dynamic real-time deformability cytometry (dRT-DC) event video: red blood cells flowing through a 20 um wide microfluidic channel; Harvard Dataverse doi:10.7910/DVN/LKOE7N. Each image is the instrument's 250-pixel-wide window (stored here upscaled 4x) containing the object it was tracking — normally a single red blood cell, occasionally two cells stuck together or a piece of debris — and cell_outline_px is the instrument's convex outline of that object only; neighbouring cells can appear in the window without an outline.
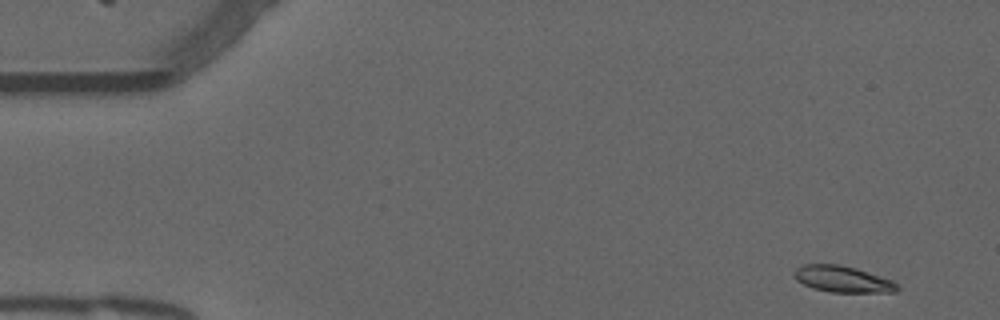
{"species": "common noctule bat (a hibernating species)", "species_latin": "Nyctalus noctula", "temperature_condition": "warm", "stored_images_in_passage": 51, "camera_frame_rate_fps": 3000, "um_per_image_px": 0.085, "animal": {"sex": "male", "forearm_length_mm": 52.5}, "frame": {"image": 1, "passage_image": 1, "time_ms": 0.0, "image_size_px": [1000, 320], "cell_outline_px": [[900, 288], [896, 292], [828, 292], [812, 288], [796, 280], [792, 276], [792, 272], [796, 268], [804, 264], [840, 264], [856, 268], [892, 280]], "centroid_in_image_um": [71.58, 23.72], "position_along_channel_um": 13.4, "area_um2": 15.95}}
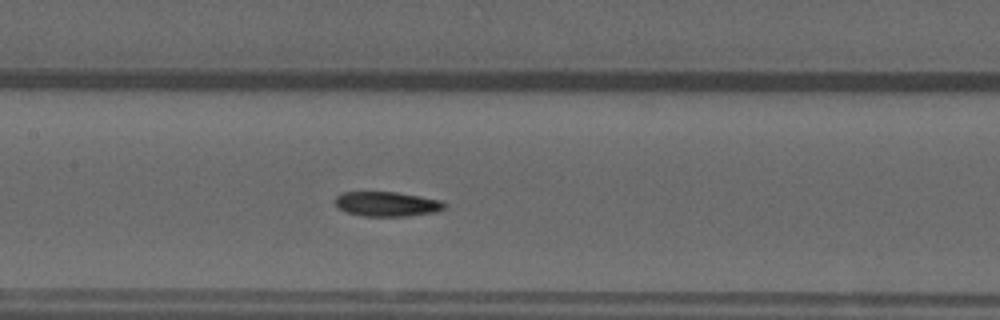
{"frame": {"image": 2, "passage_image": 23, "time_ms": 7.333, "image_size_px": [1000, 320], "cell_outline_px": [[444, 208], [436, 212], [408, 216], [364, 216], [348, 212], [340, 208], [336, 204], [336, 196], [344, 192], [396, 192], [440, 200], [444, 204]], "centroid_in_image_um": [32.89, 17.34], "position_along_channel_um": 174.5, "area_um2": 15.43}}
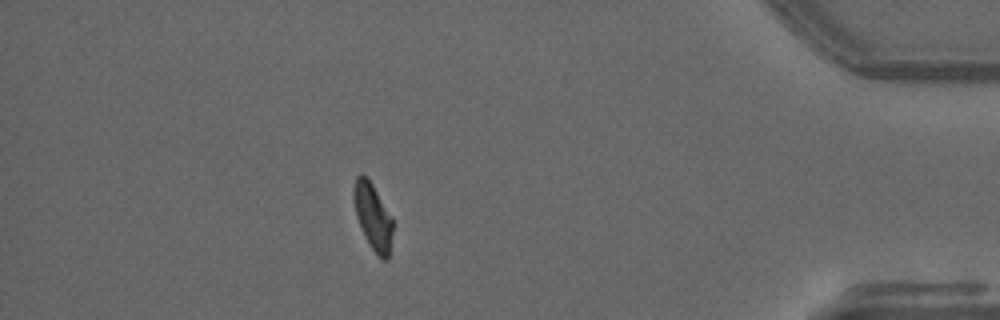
{"frame": {"image": 3, "passage_image": 45, "time_ms": 14.667, "image_size_px": [1000, 320], "cell_outline_px": [[392, 232], [388, 260], [380, 260], [364, 236], [356, 216], [352, 196], [352, 192], [356, 176], [360, 172], [372, 184], [392, 220]], "centroid_in_image_um": [31.65, 18.43], "position_along_channel_um": 403.5, "area_um2": 14.85}, "authors_computed_cell_mechanics": {"area_um2": 15.9528, "velocity_mm_per_s": 3.785, "shape_relaxation_time_tau1_ms": 4.6563, "shape_relaxation_time_tau2_ms": 5.1757, "deformation_change_tau1": 0.1827, "deformation_change_tau2": 0.1287}}